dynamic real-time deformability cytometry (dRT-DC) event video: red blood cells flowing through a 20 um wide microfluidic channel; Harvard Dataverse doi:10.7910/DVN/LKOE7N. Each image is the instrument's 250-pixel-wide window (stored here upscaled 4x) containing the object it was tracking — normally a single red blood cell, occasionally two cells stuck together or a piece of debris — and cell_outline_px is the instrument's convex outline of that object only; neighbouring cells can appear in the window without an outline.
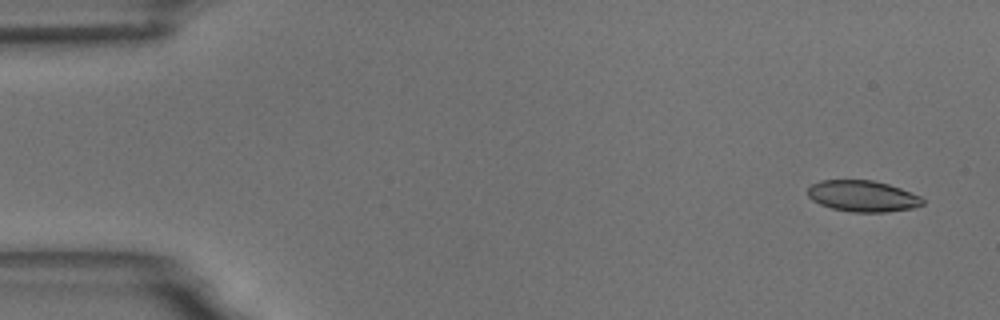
{"species": "common noctule bat (a hibernating species)", "species_latin": "Nyctalus noctula", "temperature_condition": "room temperature", "stored_images_in_passage": 12, "camera_frame_rate_fps": 3000, "um_per_image_px": 0.085, "animal": {"sex": "male", "body_mass_g": 18.8}, "frame": {"image": 1, "passage_image": 3, "time_ms": 0.667, "image_size_px": [1000, 320], "cell_outline_px": [[924, 204], [912, 208], [884, 212], [852, 212], [832, 208], [820, 204], [812, 200], [808, 196], [808, 188], [812, 184], [820, 180], [872, 180], [888, 184], [900, 188], [920, 196], [924, 200]], "centroid_in_image_um": [73.32, 16.66], "position_along_channel_um": 11.7, "area_um2": 20.81}}